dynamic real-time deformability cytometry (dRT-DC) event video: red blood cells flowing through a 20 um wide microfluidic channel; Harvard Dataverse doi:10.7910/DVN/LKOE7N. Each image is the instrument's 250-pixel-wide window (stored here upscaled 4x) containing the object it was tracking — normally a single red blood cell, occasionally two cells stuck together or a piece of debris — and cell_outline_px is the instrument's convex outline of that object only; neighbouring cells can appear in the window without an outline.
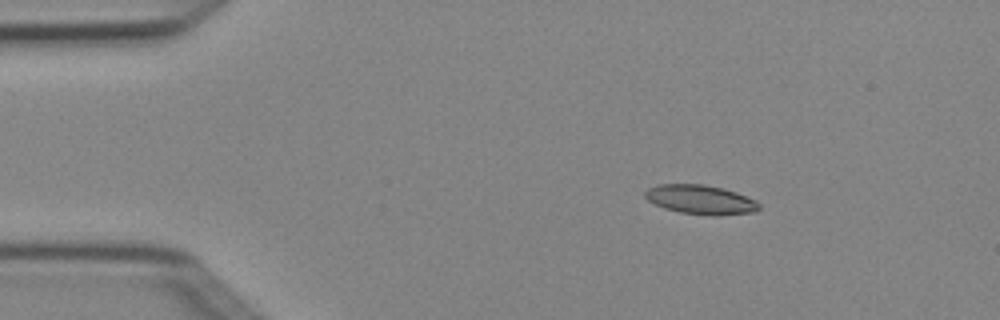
{"species": "Egyptian fruit bat (a non-hibernating species)", "species_latin": "Rousettus aegyptiacus", "temperature_condition": "cold", "stored_images_in_passage": 4, "camera_frame_rate_fps": 3000, "um_per_image_px": 0.085, "animal": {"sex": "female"}, "frame": {"image": 1, "passage_image": 2, "time_ms": 0.333, "image_size_px": [1000, 320], "cell_outline_px": [[760, 208], [756, 212], [712, 216], [680, 212], [664, 208], [648, 200], [644, 196], [644, 192], [648, 188], [656, 184], [704, 184], [724, 188], [736, 192], [756, 200], [760, 204]], "centroid_in_image_um": [59.56, 16.96], "position_along_channel_um": 25.4, "area_um2": 19.59}}
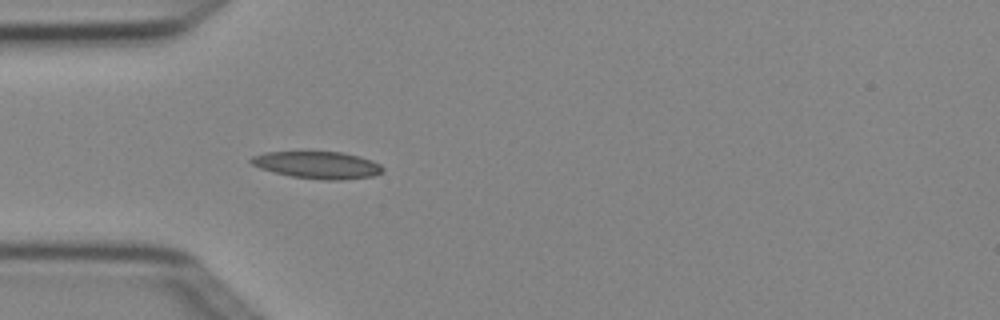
{"frame": {"image": 2, "passage_image": 4, "time_ms": 1.0, "image_size_px": [1000, 320], "cell_outline_px": [[384, 172], [372, 176], [340, 180], [324, 180], [292, 176], [260, 168], [252, 164], [248, 160], [252, 156], [264, 152], [344, 152], [360, 156], [372, 160], [380, 164], [384, 168]], "centroid_in_image_um": [27.02, 14.02], "position_along_channel_um": 58.0, "area_um2": 20.81}}